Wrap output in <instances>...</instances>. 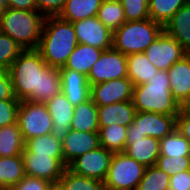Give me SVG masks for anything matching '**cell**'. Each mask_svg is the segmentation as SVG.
Wrapping results in <instances>:
<instances>
[{"instance_id":"cell-1","label":"cell","mask_w":190,"mask_h":190,"mask_svg":"<svg viewBox=\"0 0 190 190\" xmlns=\"http://www.w3.org/2000/svg\"><path fill=\"white\" fill-rule=\"evenodd\" d=\"M7 71L19 101L46 103L61 92L59 68L48 66L37 49L22 50Z\"/></svg>"},{"instance_id":"cell-2","label":"cell","mask_w":190,"mask_h":190,"mask_svg":"<svg viewBox=\"0 0 190 190\" xmlns=\"http://www.w3.org/2000/svg\"><path fill=\"white\" fill-rule=\"evenodd\" d=\"M78 44L72 22L59 16L45 17L37 50L48 66L61 68Z\"/></svg>"},{"instance_id":"cell-3","label":"cell","mask_w":190,"mask_h":190,"mask_svg":"<svg viewBox=\"0 0 190 190\" xmlns=\"http://www.w3.org/2000/svg\"><path fill=\"white\" fill-rule=\"evenodd\" d=\"M132 102L136 112L178 115V102L171 94L167 70H158L147 83L134 86Z\"/></svg>"},{"instance_id":"cell-4","label":"cell","mask_w":190,"mask_h":190,"mask_svg":"<svg viewBox=\"0 0 190 190\" xmlns=\"http://www.w3.org/2000/svg\"><path fill=\"white\" fill-rule=\"evenodd\" d=\"M45 17L38 10L6 8L0 17V31L23 50L37 49Z\"/></svg>"},{"instance_id":"cell-5","label":"cell","mask_w":190,"mask_h":190,"mask_svg":"<svg viewBox=\"0 0 190 190\" xmlns=\"http://www.w3.org/2000/svg\"><path fill=\"white\" fill-rule=\"evenodd\" d=\"M163 32V25L150 18L126 21L113 32V48L124 55L143 53Z\"/></svg>"},{"instance_id":"cell-6","label":"cell","mask_w":190,"mask_h":190,"mask_svg":"<svg viewBox=\"0 0 190 190\" xmlns=\"http://www.w3.org/2000/svg\"><path fill=\"white\" fill-rule=\"evenodd\" d=\"M146 167L124 152L114 153L104 180V187L111 190H136Z\"/></svg>"},{"instance_id":"cell-7","label":"cell","mask_w":190,"mask_h":190,"mask_svg":"<svg viewBox=\"0 0 190 190\" xmlns=\"http://www.w3.org/2000/svg\"><path fill=\"white\" fill-rule=\"evenodd\" d=\"M17 124L25 142L28 139L51 133L53 128V120L47 105L29 100L20 101Z\"/></svg>"},{"instance_id":"cell-8","label":"cell","mask_w":190,"mask_h":190,"mask_svg":"<svg viewBox=\"0 0 190 190\" xmlns=\"http://www.w3.org/2000/svg\"><path fill=\"white\" fill-rule=\"evenodd\" d=\"M127 77V56L113 47L104 50L87 75L90 86Z\"/></svg>"},{"instance_id":"cell-9","label":"cell","mask_w":190,"mask_h":190,"mask_svg":"<svg viewBox=\"0 0 190 190\" xmlns=\"http://www.w3.org/2000/svg\"><path fill=\"white\" fill-rule=\"evenodd\" d=\"M113 152L99 146L74 159L67 168L73 173L104 182Z\"/></svg>"},{"instance_id":"cell-10","label":"cell","mask_w":190,"mask_h":190,"mask_svg":"<svg viewBox=\"0 0 190 190\" xmlns=\"http://www.w3.org/2000/svg\"><path fill=\"white\" fill-rule=\"evenodd\" d=\"M144 54L158 70H168L187 53L183 50L178 41L163 31L161 35L146 48Z\"/></svg>"},{"instance_id":"cell-11","label":"cell","mask_w":190,"mask_h":190,"mask_svg":"<svg viewBox=\"0 0 190 190\" xmlns=\"http://www.w3.org/2000/svg\"><path fill=\"white\" fill-rule=\"evenodd\" d=\"M79 44H86L101 50L113 47V32L97 16L73 22Z\"/></svg>"},{"instance_id":"cell-12","label":"cell","mask_w":190,"mask_h":190,"mask_svg":"<svg viewBox=\"0 0 190 190\" xmlns=\"http://www.w3.org/2000/svg\"><path fill=\"white\" fill-rule=\"evenodd\" d=\"M133 83L127 78L104 81L91 86L90 98L97 106L132 101Z\"/></svg>"},{"instance_id":"cell-13","label":"cell","mask_w":190,"mask_h":190,"mask_svg":"<svg viewBox=\"0 0 190 190\" xmlns=\"http://www.w3.org/2000/svg\"><path fill=\"white\" fill-rule=\"evenodd\" d=\"M22 158L27 176L41 178L49 182L59 181L67 168L64 160H57L49 155L22 153Z\"/></svg>"},{"instance_id":"cell-14","label":"cell","mask_w":190,"mask_h":190,"mask_svg":"<svg viewBox=\"0 0 190 190\" xmlns=\"http://www.w3.org/2000/svg\"><path fill=\"white\" fill-rule=\"evenodd\" d=\"M176 116L155 112H136L133 123L145 137L161 140L176 128Z\"/></svg>"},{"instance_id":"cell-15","label":"cell","mask_w":190,"mask_h":190,"mask_svg":"<svg viewBox=\"0 0 190 190\" xmlns=\"http://www.w3.org/2000/svg\"><path fill=\"white\" fill-rule=\"evenodd\" d=\"M100 146L98 132L76 131L70 129L62 140L64 163L68 166L77 157Z\"/></svg>"},{"instance_id":"cell-16","label":"cell","mask_w":190,"mask_h":190,"mask_svg":"<svg viewBox=\"0 0 190 190\" xmlns=\"http://www.w3.org/2000/svg\"><path fill=\"white\" fill-rule=\"evenodd\" d=\"M53 120L52 134L59 140H63L71 129L74 106L60 92L45 103Z\"/></svg>"},{"instance_id":"cell-17","label":"cell","mask_w":190,"mask_h":190,"mask_svg":"<svg viewBox=\"0 0 190 190\" xmlns=\"http://www.w3.org/2000/svg\"><path fill=\"white\" fill-rule=\"evenodd\" d=\"M61 74V92L75 107L90 99L91 86L87 76L72 69H59Z\"/></svg>"},{"instance_id":"cell-18","label":"cell","mask_w":190,"mask_h":190,"mask_svg":"<svg viewBox=\"0 0 190 190\" xmlns=\"http://www.w3.org/2000/svg\"><path fill=\"white\" fill-rule=\"evenodd\" d=\"M163 31L178 41L183 50L190 54V0L164 24Z\"/></svg>"},{"instance_id":"cell-19","label":"cell","mask_w":190,"mask_h":190,"mask_svg":"<svg viewBox=\"0 0 190 190\" xmlns=\"http://www.w3.org/2000/svg\"><path fill=\"white\" fill-rule=\"evenodd\" d=\"M99 128L119 124L128 127L134 121L136 110L132 101L97 106Z\"/></svg>"},{"instance_id":"cell-20","label":"cell","mask_w":190,"mask_h":190,"mask_svg":"<svg viewBox=\"0 0 190 190\" xmlns=\"http://www.w3.org/2000/svg\"><path fill=\"white\" fill-rule=\"evenodd\" d=\"M124 153L145 167L155 165L156 160L160 156L159 140L149 136L138 139H126Z\"/></svg>"},{"instance_id":"cell-21","label":"cell","mask_w":190,"mask_h":190,"mask_svg":"<svg viewBox=\"0 0 190 190\" xmlns=\"http://www.w3.org/2000/svg\"><path fill=\"white\" fill-rule=\"evenodd\" d=\"M167 73L171 94L179 103L190 91V54L175 62Z\"/></svg>"},{"instance_id":"cell-22","label":"cell","mask_w":190,"mask_h":190,"mask_svg":"<svg viewBox=\"0 0 190 190\" xmlns=\"http://www.w3.org/2000/svg\"><path fill=\"white\" fill-rule=\"evenodd\" d=\"M103 51L90 45L78 43L69 55L64 67L59 69H72L87 76L93 64L101 57Z\"/></svg>"},{"instance_id":"cell-23","label":"cell","mask_w":190,"mask_h":190,"mask_svg":"<svg viewBox=\"0 0 190 190\" xmlns=\"http://www.w3.org/2000/svg\"><path fill=\"white\" fill-rule=\"evenodd\" d=\"M157 71L144 52L127 55V78L134 86L147 83Z\"/></svg>"},{"instance_id":"cell-24","label":"cell","mask_w":190,"mask_h":190,"mask_svg":"<svg viewBox=\"0 0 190 190\" xmlns=\"http://www.w3.org/2000/svg\"><path fill=\"white\" fill-rule=\"evenodd\" d=\"M71 129L76 131L98 132V110L97 105L88 99L74 107Z\"/></svg>"},{"instance_id":"cell-25","label":"cell","mask_w":190,"mask_h":190,"mask_svg":"<svg viewBox=\"0 0 190 190\" xmlns=\"http://www.w3.org/2000/svg\"><path fill=\"white\" fill-rule=\"evenodd\" d=\"M25 176L22 155L0 157V190H9Z\"/></svg>"},{"instance_id":"cell-26","label":"cell","mask_w":190,"mask_h":190,"mask_svg":"<svg viewBox=\"0 0 190 190\" xmlns=\"http://www.w3.org/2000/svg\"><path fill=\"white\" fill-rule=\"evenodd\" d=\"M102 0H66L65 7L59 17L68 22H75L95 17Z\"/></svg>"},{"instance_id":"cell-27","label":"cell","mask_w":190,"mask_h":190,"mask_svg":"<svg viewBox=\"0 0 190 190\" xmlns=\"http://www.w3.org/2000/svg\"><path fill=\"white\" fill-rule=\"evenodd\" d=\"M23 153L49 155L57 160H64L62 141L57 139L52 133L28 139L25 142V149Z\"/></svg>"},{"instance_id":"cell-28","label":"cell","mask_w":190,"mask_h":190,"mask_svg":"<svg viewBox=\"0 0 190 190\" xmlns=\"http://www.w3.org/2000/svg\"><path fill=\"white\" fill-rule=\"evenodd\" d=\"M24 149L25 141L17 123L0 127V157L22 155Z\"/></svg>"},{"instance_id":"cell-29","label":"cell","mask_w":190,"mask_h":190,"mask_svg":"<svg viewBox=\"0 0 190 190\" xmlns=\"http://www.w3.org/2000/svg\"><path fill=\"white\" fill-rule=\"evenodd\" d=\"M98 133L100 146L113 153L124 152L127 127L113 123L112 125L99 128Z\"/></svg>"},{"instance_id":"cell-30","label":"cell","mask_w":190,"mask_h":190,"mask_svg":"<svg viewBox=\"0 0 190 190\" xmlns=\"http://www.w3.org/2000/svg\"><path fill=\"white\" fill-rule=\"evenodd\" d=\"M160 156H190V142L176 129L159 140Z\"/></svg>"},{"instance_id":"cell-31","label":"cell","mask_w":190,"mask_h":190,"mask_svg":"<svg viewBox=\"0 0 190 190\" xmlns=\"http://www.w3.org/2000/svg\"><path fill=\"white\" fill-rule=\"evenodd\" d=\"M97 18L112 32L126 22L120 1H102Z\"/></svg>"},{"instance_id":"cell-32","label":"cell","mask_w":190,"mask_h":190,"mask_svg":"<svg viewBox=\"0 0 190 190\" xmlns=\"http://www.w3.org/2000/svg\"><path fill=\"white\" fill-rule=\"evenodd\" d=\"M189 0H148L149 18L164 24Z\"/></svg>"},{"instance_id":"cell-33","label":"cell","mask_w":190,"mask_h":190,"mask_svg":"<svg viewBox=\"0 0 190 190\" xmlns=\"http://www.w3.org/2000/svg\"><path fill=\"white\" fill-rule=\"evenodd\" d=\"M170 176L156 165L146 167L136 190H169Z\"/></svg>"},{"instance_id":"cell-34","label":"cell","mask_w":190,"mask_h":190,"mask_svg":"<svg viewBox=\"0 0 190 190\" xmlns=\"http://www.w3.org/2000/svg\"><path fill=\"white\" fill-rule=\"evenodd\" d=\"M59 181L66 190H102L104 188L103 182L77 175L68 168L65 169Z\"/></svg>"},{"instance_id":"cell-35","label":"cell","mask_w":190,"mask_h":190,"mask_svg":"<svg viewBox=\"0 0 190 190\" xmlns=\"http://www.w3.org/2000/svg\"><path fill=\"white\" fill-rule=\"evenodd\" d=\"M23 49L0 31V71H7Z\"/></svg>"},{"instance_id":"cell-36","label":"cell","mask_w":190,"mask_h":190,"mask_svg":"<svg viewBox=\"0 0 190 190\" xmlns=\"http://www.w3.org/2000/svg\"><path fill=\"white\" fill-rule=\"evenodd\" d=\"M155 165L169 176H173L178 172L190 170V156H159Z\"/></svg>"},{"instance_id":"cell-37","label":"cell","mask_w":190,"mask_h":190,"mask_svg":"<svg viewBox=\"0 0 190 190\" xmlns=\"http://www.w3.org/2000/svg\"><path fill=\"white\" fill-rule=\"evenodd\" d=\"M126 21H141L149 18L148 0H120Z\"/></svg>"},{"instance_id":"cell-38","label":"cell","mask_w":190,"mask_h":190,"mask_svg":"<svg viewBox=\"0 0 190 190\" xmlns=\"http://www.w3.org/2000/svg\"><path fill=\"white\" fill-rule=\"evenodd\" d=\"M19 105L17 98L0 100V127L17 123Z\"/></svg>"},{"instance_id":"cell-39","label":"cell","mask_w":190,"mask_h":190,"mask_svg":"<svg viewBox=\"0 0 190 190\" xmlns=\"http://www.w3.org/2000/svg\"><path fill=\"white\" fill-rule=\"evenodd\" d=\"M37 10L44 16H59L63 11L66 0H35Z\"/></svg>"},{"instance_id":"cell-40","label":"cell","mask_w":190,"mask_h":190,"mask_svg":"<svg viewBox=\"0 0 190 190\" xmlns=\"http://www.w3.org/2000/svg\"><path fill=\"white\" fill-rule=\"evenodd\" d=\"M50 182L41 178L25 176L9 190H47Z\"/></svg>"},{"instance_id":"cell-41","label":"cell","mask_w":190,"mask_h":190,"mask_svg":"<svg viewBox=\"0 0 190 190\" xmlns=\"http://www.w3.org/2000/svg\"><path fill=\"white\" fill-rule=\"evenodd\" d=\"M169 190H190V170L170 176Z\"/></svg>"},{"instance_id":"cell-42","label":"cell","mask_w":190,"mask_h":190,"mask_svg":"<svg viewBox=\"0 0 190 190\" xmlns=\"http://www.w3.org/2000/svg\"><path fill=\"white\" fill-rule=\"evenodd\" d=\"M16 98L8 71H0V100Z\"/></svg>"},{"instance_id":"cell-43","label":"cell","mask_w":190,"mask_h":190,"mask_svg":"<svg viewBox=\"0 0 190 190\" xmlns=\"http://www.w3.org/2000/svg\"><path fill=\"white\" fill-rule=\"evenodd\" d=\"M175 129L190 142V116L177 115Z\"/></svg>"},{"instance_id":"cell-44","label":"cell","mask_w":190,"mask_h":190,"mask_svg":"<svg viewBox=\"0 0 190 190\" xmlns=\"http://www.w3.org/2000/svg\"><path fill=\"white\" fill-rule=\"evenodd\" d=\"M6 8L37 10L35 0H6Z\"/></svg>"},{"instance_id":"cell-45","label":"cell","mask_w":190,"mask_h":190,"mask_svg":"<svg viewBox=\"0 0 190 190\" xmlns=\"http://www.w3.org/2000/svg\"><path fill=\"white\" fill-rule=\"evenodd\" d=\"M178 115L190 116V91H189V93L178 103Z\"/></svg>"},{"instance_id":"cell-46","label":"cell","mask_w":190,"mask_h":190,"mask_svg":"<svg viewBox=\"0 0 190 190\" xmlns=\"http://www.w3.org/2000/svg\"><path fill=\"white\" fill-rule=\"evenodd\" d=\"M145 136L138 130V127L135 123H131L127 127V136L126 139H138L144 138Z\"/></svg>"},{"instance_id":"cell-47","label":"cell","mask_w":190,"mask_h":190,"mask_svg":"<svg viewBox=\"0 0 190 190\" xmlns=\"http://www.w3.org/2000/svg\"><path fill=\"white\" fill-rule=\"evenodd\" d=\"M47 190H66L60 181L50 182Z\"/></svg>"},{"instance_id":"cell-48","label":"cell","mask_w":190,"mask_h":190,"mask_svg":"<svg viewBox=\"0 0 190 190\" xmlns=\"http://www.w3.org/2000/svg\"><path fill=\"white\" fill-rule=\"evenodd\" d=\"M6 9V5L4 2L0 1V17L2 16V14L5 12Z\"/></svg>"},{"instance_id":"cell-49","label":"cell","mask_w":190,"mask_h":190,"mask_svg":"<svg viewBox=\"0 0 190 190\" xmlns=\"http://www.w3.org/2000/svg\"><path fill=\"white\" fill-rule=\"evenodd\" d=\"M102 1H120V0H102Z\"/></svg>"},{"instance_id":"cell-50","label":"cell","mask_w":190,"mask_h":190,"mask_svg":"<svg viewBox=\"0 0 190 190\" xmlns=\"http://www.w3.org/2000/svg\"><path fill=\"white\" fill-rule=\"evenodd\" d=\"M102 190H111V189H108V188L104 187Z\"/></svg>"}]
</instances>
